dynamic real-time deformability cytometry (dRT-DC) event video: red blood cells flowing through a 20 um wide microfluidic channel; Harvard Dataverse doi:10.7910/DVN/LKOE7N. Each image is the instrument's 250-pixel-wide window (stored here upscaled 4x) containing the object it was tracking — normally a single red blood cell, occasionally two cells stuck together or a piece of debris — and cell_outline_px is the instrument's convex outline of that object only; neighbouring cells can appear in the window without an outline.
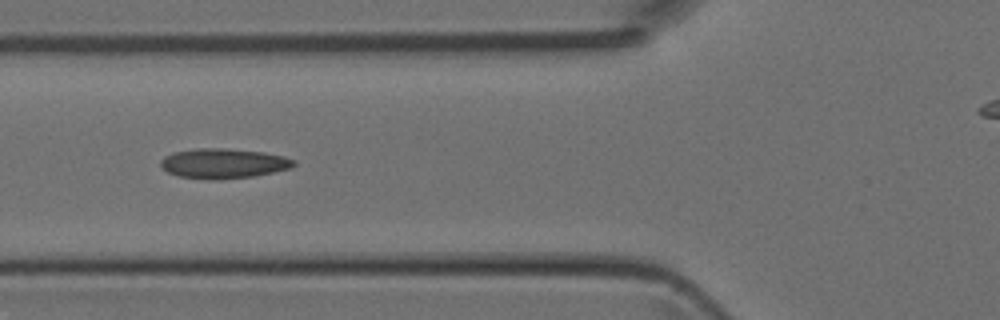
{"species": "Egyptian fruit bat (a non-hibernating species)", "species_latin": "Rousettus aegyptiacus", "temperature_condition": "room temperature", "stored_images_in_passage": 5, "camera_frame_rate_fps": 3000, "um_per_image_px": 0.085, "animal": {"sex": "female"}, "frame": {"image": 1, "passage_image": 4, "time_ms": 1.0, "image_size_px": [1000, 320], "cell_outline_px": [[296, 164], [292, 168], [252, 176], [220, 180], [212, 180], [180, 176], [168, 172], [160, 164], [160, 160], [164, 156], [172, 152], [196, 148], [224, 148], [264, 152], [284, 156], [296, 160]], "centroid_in_image_um": [19.0, 13.88], "position_along_channel_um": 106.8, "area_um2": 23.29}}
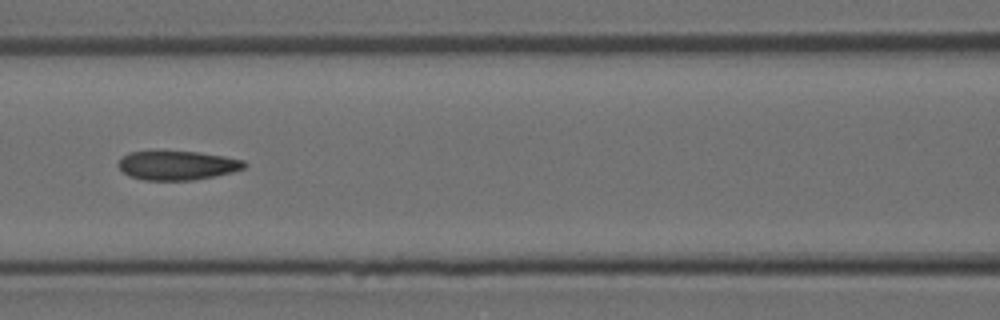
{"frame": {"image": 2, "passage_image": 5, "time_ms": 1.333, "image_size_px": [1000, 320], "cell_outline_px": [[248, 164], [244, 168], [232, 172], [216, 176], [192, 180], [144, 180], [128, 176], [116, 164], [128, 152], [196, 152], [224, 156], [244, 160]], "centroid_in_image_um": [15.09, 14.07], "position_along_channel_um": 151.5, "area_um2": 21.21}}